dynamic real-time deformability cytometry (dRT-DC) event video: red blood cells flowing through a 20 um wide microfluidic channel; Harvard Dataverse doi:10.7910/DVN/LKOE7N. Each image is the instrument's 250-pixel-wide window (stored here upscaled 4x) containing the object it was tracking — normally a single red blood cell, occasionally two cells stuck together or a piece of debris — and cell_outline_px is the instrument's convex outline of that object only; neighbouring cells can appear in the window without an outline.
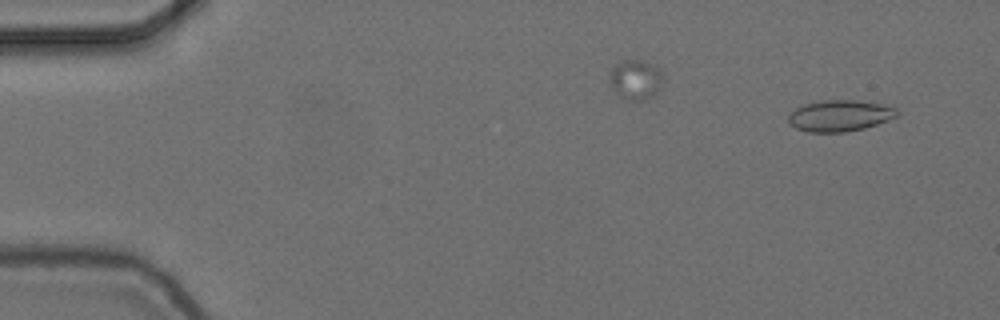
{"species": "common noctule bat (a hibernating species)", "species_latin": "Nyctalus noctula", "temperature_condition": "cold", "stored_images_in_passage": 54, "camera_frame_rate_fps": 3000, "um_per_image_px": 0.085, "animal": {"sex": "female", "body_mass_g": 24.6, "forearm_length_mm": 56.2}, "frame": {"image": 1, "passage_image": 3, "time_ms": 0.667, "image_size_px": [1000, 320], "cell_outline_px": [[900, 112], [896, 116], [888, 120], [864, 128], [844, 132], [808, 132], [796, 128], [788, 124], [788, 116], [796, 108], [804, 104], [820, 100], [856, 100], [880, 104], [896, 108]], "centroid_in_image_um": [71.36, 9.83], "position_along_channel_um": 13.6, "area_um2": 19.77}}
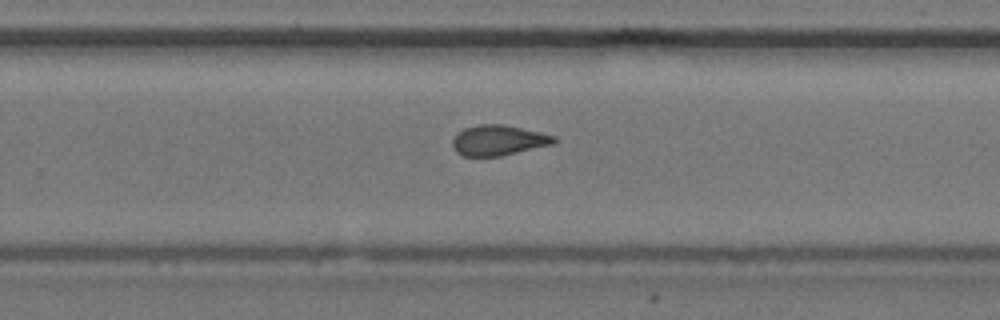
{"frame": {"image": 2, "passage_image": 35, "time_ms": 11.333, "image_size_px": [1000, 320], "cell_outline_px": [[556, 144], [500, 156], [464, 156], [456, 152], [452, 148], [452, 140], [464, 128], [480, 124], [500, 124], [540, 132], [556, 136]], "centroid_in_image_um": [42.39, 11.94], "position_along_channel_um": 287.4, "area_um2": 17.92}}
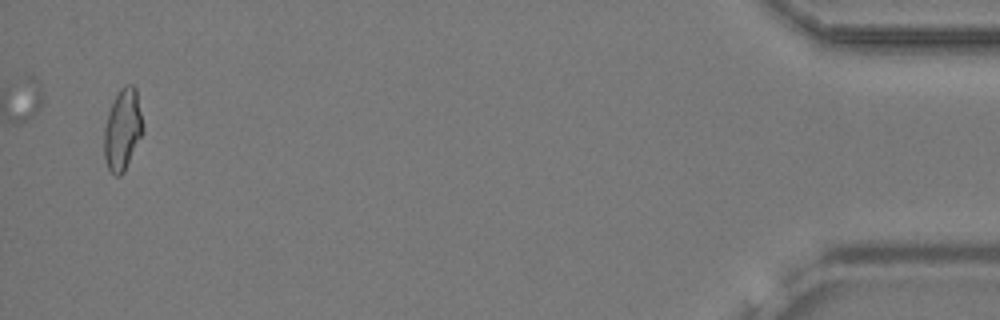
{"frame": {"image": 3, "passage_image": 53, "time_ms": 17.333, "image_size_px": [1000, 320], "cell_outline_px": [[144, 132], [124, 172], [120, 176], [116, 176], [108, 168], [104, 156], [104, 128], [108, 112], [120, 88], [124, 84], [132, 84], [136, 88], [144, 128]], "centroid_in_image_um": [10.43, 11.01], "position_along_channel_um": 424.8, "area_um2": 18.5}, "authors_computed_cell_mechanics": {"area_um2": 18.5249, "velocity_mm_per_s": 3.7049, "shape_relaxation_time_tau1_ms": null, "shape_relaxation_time_tau2_ms": 1.4303, "deformation_change_tau1": null, "deformation_change_tau2": 0.0689}}